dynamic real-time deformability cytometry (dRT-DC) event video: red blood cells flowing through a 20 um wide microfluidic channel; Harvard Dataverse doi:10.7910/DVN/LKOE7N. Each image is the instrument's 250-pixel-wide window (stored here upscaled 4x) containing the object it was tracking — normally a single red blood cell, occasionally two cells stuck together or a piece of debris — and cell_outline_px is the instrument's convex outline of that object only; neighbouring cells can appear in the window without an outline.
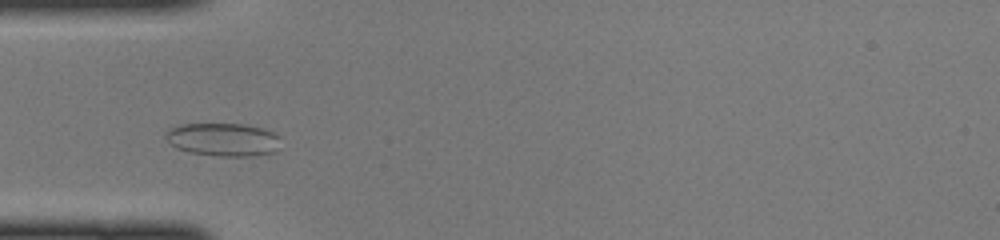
{"species": "common noctule bat (a hibernating species)", "species_latin": "Nyctalus noctula", "temperature_condition": "cold", "stored_images_in_passage": 37, "camera_frame_rate_fps": 3000, "um_per_image_px": 0.085, "animal": {"sex": "female", "body_mass_g": 22.0, "forearm_length_mm": 56.7}, "frame": {"image": 1, "passage_image": 4, "time_ms": 1.0, "image_size_px": [1000, 240], "cell_outline_px": [[280, 136], [272, 152], [252, 156], [220, 156], [188, 152], [176, 148], [164, 136], [172, 128], [184, 124], [240, 124], [260, 128], [272, 132]], "centroid_in_image_um": [18.93, 11.86], "position_along_channel_um": 66.1, "area_um2": 21.62}}
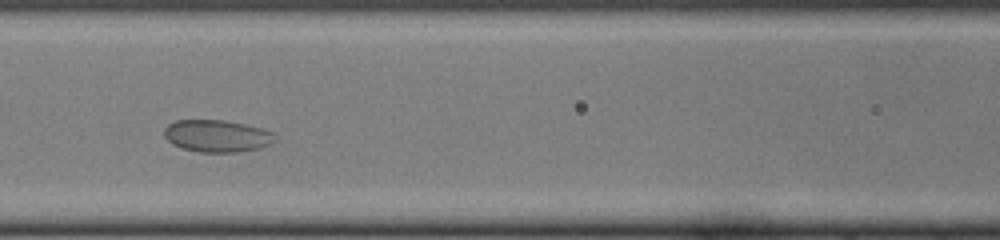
{"frame": {"image": 2, "passage_image": 10, "time_ms": 3.0, "image_size_px": [1000, 240], "cell_outline_px": [[276, 136], [268, 144], [260, 148], [236, 152], [200, 152], [184, 148], [172, 144], [164, 136], [164, 128], [168, 124], [176, 120], [224, 120], [244, 124], [260, 128], [272, 132]], "centroid_in_image_um": [18.4, 11.55], "position_along_channel_um": 148.2, "area_um2": 20.52}}
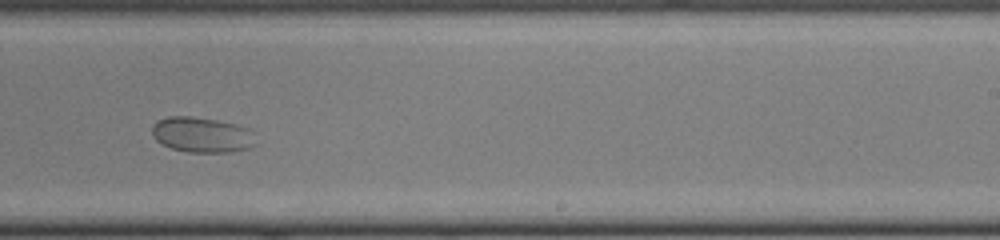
{"frame": {"image": 3, "passage_image": 19, "time_ms": 6.0, "image_size_px": [1000, 240], "cell_outline_px": [[256, 144], [248, 148], [232, 152], [188, 152], [172, 148], [156, 140], [152, 132], [152, 124], [156, 120], [168, 116], [192, 116], [216, 120], [248, 128], [252, 132]], "centroid_in_image_um": [17.14, 11.45], "position_along_channel_um": 271.9, "area_um2": 21.27}}